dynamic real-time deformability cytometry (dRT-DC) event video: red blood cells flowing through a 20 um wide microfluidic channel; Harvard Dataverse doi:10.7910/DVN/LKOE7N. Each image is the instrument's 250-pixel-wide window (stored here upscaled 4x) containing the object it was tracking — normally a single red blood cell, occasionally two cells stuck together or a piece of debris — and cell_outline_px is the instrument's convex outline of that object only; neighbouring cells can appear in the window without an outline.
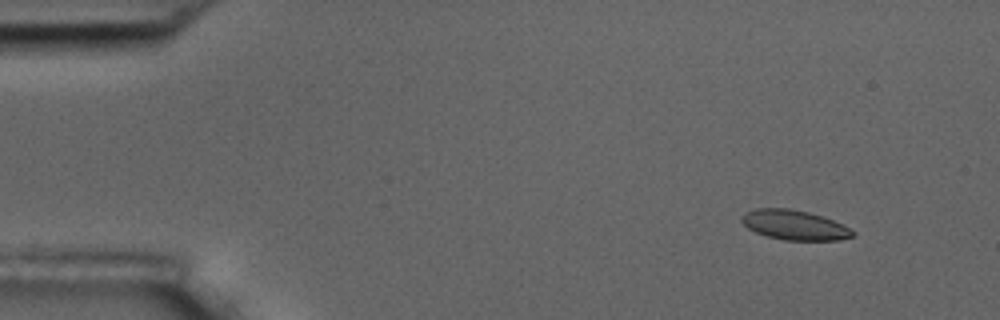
{"species": "common noctule bat (a hibernating species)", "species_latin": "Nyctalus noctula", "temperature_condition": "room temperature", "stored_images_in_passage": 5, "camera_frame_rate_fps": 3000, "um_per_image_px": 0.085, "animal": {"sex": "male", "body_mass_g": 17.5, "forearm_length_mm": 52.3}, "frame": {"image": 1, "passage_image": 2, "time_ms": 1.0, "image_size_px": [1000, 320], "cell_outline_px": [[856, 232], [852, 236], [840, 240], [784, 240], [768, 236], [756, 232], [748, 228], [740, 220], [744, 212], [756, 208], [788, 208], [808, 212], [832, 220]], "centroid_in_image_um": [67.49, 19.12], "position_along_channel_um": 17.5, "area_um2": 19.02}}
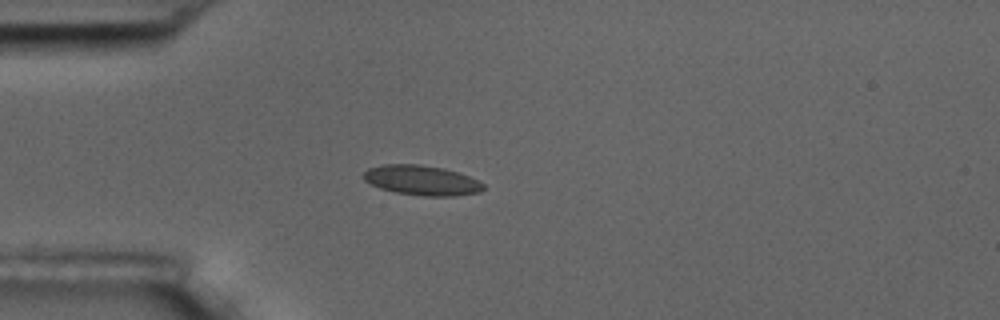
{"frame": {"image": 2, "passage_image": 5, "time_ms": 4.333, "image_size_px": [1000, 320], "cell_outline_px": [[484, 188], [480, 192], [452, 196], [424, 196], [396, 192], [380, 188], [364, 180], [364, 172], [368, 168], [384, 164], [420, 164], [444, 168], [460, 172], [484, 184]], "centroid_in_image_um": [35.85, 15.32], "position_along_channel_um": 49.1, "area_um2": 20.81}}